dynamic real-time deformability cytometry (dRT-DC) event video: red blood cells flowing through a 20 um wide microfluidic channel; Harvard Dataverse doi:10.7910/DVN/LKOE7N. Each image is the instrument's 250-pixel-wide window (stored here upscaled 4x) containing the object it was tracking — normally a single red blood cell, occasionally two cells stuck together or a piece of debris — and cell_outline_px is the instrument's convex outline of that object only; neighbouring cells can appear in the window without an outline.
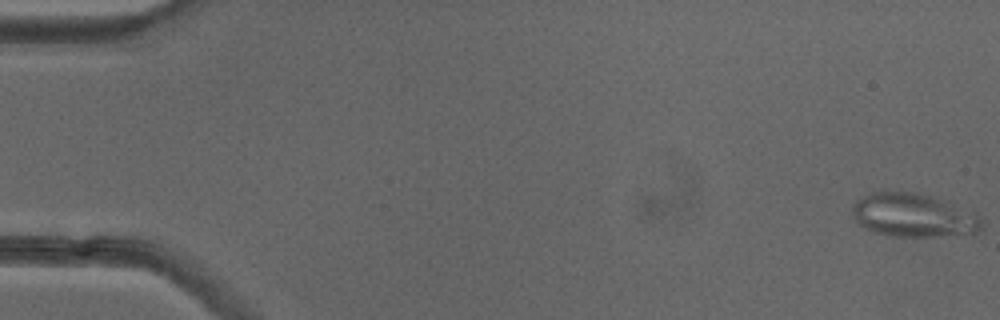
{"species": "common noctule bat (a hibernating species)", "species_latin": "Nyctalus noctula", "temperature_condition": "cold", "stored_images_in_passage": 52, "camera_frame_rate_fps": 3000, "um_per_image_px": 0.085, "animal": {"sex": "female"}, "frame": {"image": 1, "passage_image": 1, "time_ms": 0.0, "image_size_px": [1000, 320], "cell_outline_px": [[980, 228], [972, 236], [892, 236], [872, 232], [864, 228], [856, 220], [852, 212], [852, 204], [856, 200], [872, 192], [912, 192], [932, 196], [976, 212], [980, 220]], "centroid_in_image_um": [77.66, 18.32], "position_along_channel_um": 7.3, "area_um2": 33.0}}
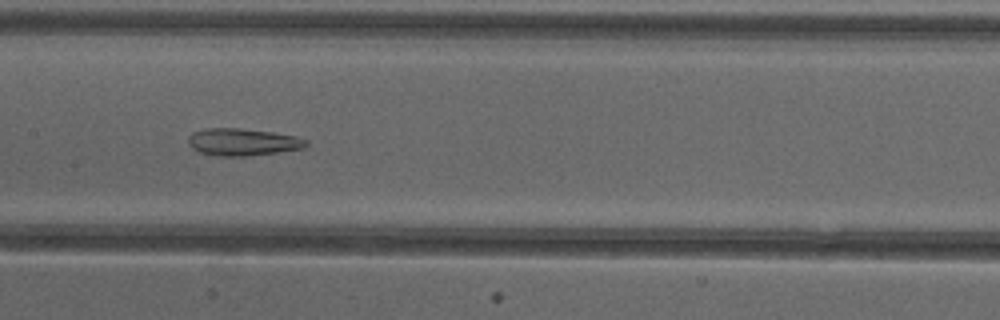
{"frame": {"image": 2, "passage_image": 26, "time_ms": 8.333, "image_size_px": [1000, 320], "cell_outline_px": [[308, 144], [304, 148], [248, 156], [220, 156], [200, 152], [192, 148], [188, 144], [188, 136], [192, 132], [208, 128], [240, 128], [272, 132], [296, 136], [308, 140]], "centroid_in_image_um": [20.62, 12.06], "position_along_channel_um": 186.8, "area_um2": 18.67}}
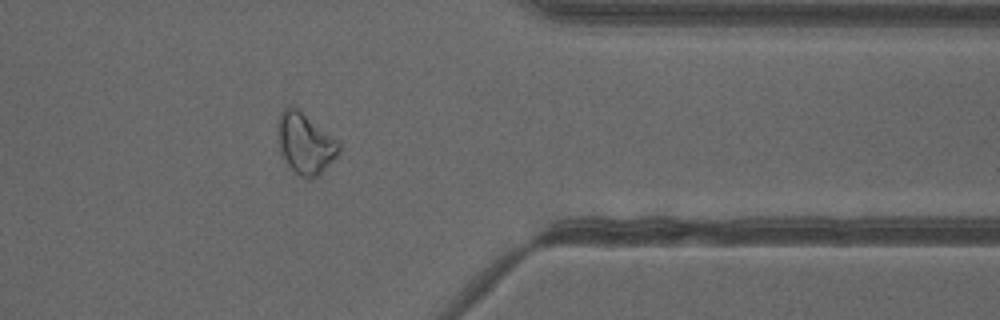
{"frame": {"image": 3, "passage_image": 42, "time_ms": 13.667, "image_size_px": [1000, 320], "cell_outline_px": [[340, 152], [316, 176], [308, 180], [292, 172], [288, 168], [280, 152], [276, 136], [280, 112], [284, 108], [292, 104], [340, 140]], "centroid_in_image_um": [25.91, 12.17], "position_along_channel_um": 385.5, "area_um2": 22.2}, "authors_computed_cell_mechanics": {"area_um2": 23.2356, "velocity_mm_per_s": 3.9976, "shape_relaxation_time_tau1_ms": null, "shape_relaxation_time_tau2_ms": 4.983, "deformation_change_tau1": null, "deformation_change_tau2": 0.1567}}